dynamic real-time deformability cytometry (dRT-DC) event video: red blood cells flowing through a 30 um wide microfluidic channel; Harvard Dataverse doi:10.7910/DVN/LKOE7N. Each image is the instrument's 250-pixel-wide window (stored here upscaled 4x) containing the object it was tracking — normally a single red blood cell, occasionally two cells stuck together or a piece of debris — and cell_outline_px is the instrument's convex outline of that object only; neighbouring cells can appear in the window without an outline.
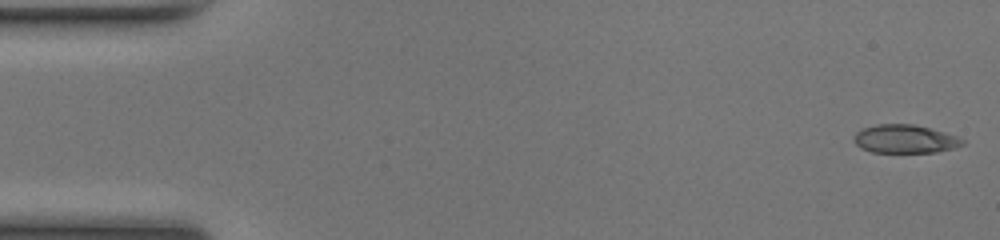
{"species": "common noctule bat (a hibernating species)", "species_latin": "Nyctalus noctula", "temperature_condition": "room temperature", "stored_images_in_passage": 49, "camera_frame_rate_fps": 3000, "um_per_image_px": 0.085, "animal": {"sex": "female", "body_mass_g": 17.0, "forearm_length_mm": 48.0}, "frame": {"image": 1, "passage_image": 1, "time_ms": 0.0, "image_size_px": [1000, 240], "cell_outline_px": [[964, 144], [956, 148], [936, 152], [872, 152], [860, 148], [852, 140], [852, 136], [856, 132], [864, 128], [876, 124], [912, 124], [944, 132], [956, 136], [964, 140]], "centroid_in_image_um": [76.89, 11.82], "position_along_channel_um": 8.1, "area_um2": 17.98}}
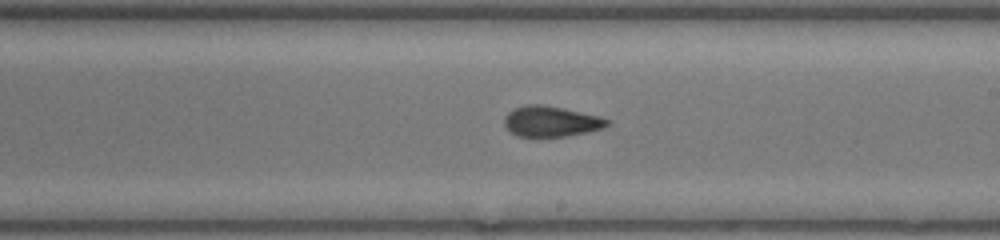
{"frame": {"image": 2, "passage_image": 28, "time_ms": 9.0, "image_size_px": [1000, 240], "cell_outline_px": [[612, 120], [604, 128], [588, 132], [568, 136], [516, 136], [508, 132], [504, 124], [504, 116], [508, 112], [516, 108], [528, 104], [540, 104], [560, 108], [596, 116]], "centroid_in_image_um": [46.8, 10.33], "position_along_channel_um": 242.2, "area_um2": 18.15}}
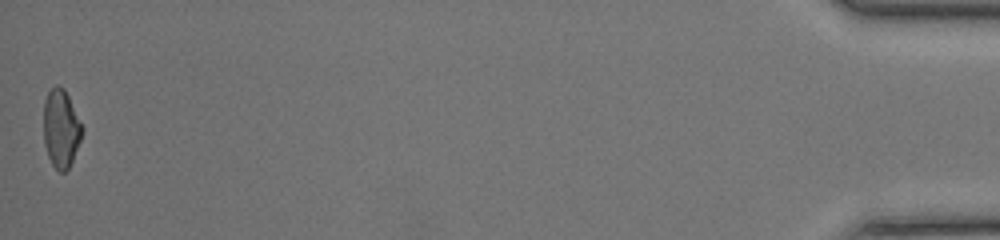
{"frame": {"image": 3, "passage_image": 49, "time_ms": 16.0, "image_size_px": [1000, 240], "cell_outline_px": [[84, 128], [80, 140], [72, 160], [68, 168], [64, 172], [60, 172], [52, 164], [48, 156], [44, 144], [44, 100], [48, 92], [56, 84], [64, 88]], "centroid_in_image_um": [5.18, 10.91], "position_along_channel_um": 430.0, "area_um2": 17.4}, "authors_computed_cell_mechanics": {"area_um2": 18.2648, "velocity_mm_per_s": 4.1989, "shape_relaxation_time_tau1_ms": null, "shape_relaxation_time_tau2_ms": 1.3742, "deformation_change_tau1": null, "deformation_change_tau2": 0.0768}}